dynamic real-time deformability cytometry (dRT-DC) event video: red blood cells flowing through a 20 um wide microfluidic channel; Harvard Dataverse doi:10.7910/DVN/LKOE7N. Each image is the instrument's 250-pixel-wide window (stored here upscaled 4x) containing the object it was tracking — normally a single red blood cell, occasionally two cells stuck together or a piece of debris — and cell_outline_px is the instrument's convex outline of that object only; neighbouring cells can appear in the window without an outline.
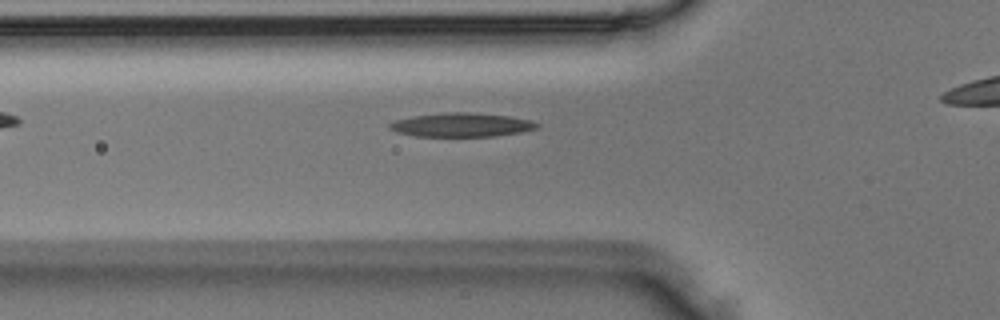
{"species": "Egyptian fruit bat (a non-hibernating species)", "species_latin": "Rousettus aegyptiacus", "temperature_condition": "room temperature", "stored_images_in_passage": 28, "camera_frame_rate_fps": 3000, "um_per_image_px": 0.085, "animal": {"sex": "male"}, "frame": {"image": 1, "passage_image": 2, "time_ms": 0.333, "image_size_px": [1000, 320], "cell_outline_px": [[540, 124], [536, 128], [520, 132], [492, 136], [416, 136], [396, 132], [388, 128], [388, 124], [396, 120], [412, 116], [444, 112], [468, 112], [508, 116], [532, 120]], "centroid_in_image_um": [39.2, 10.61], "position_along_channel_um": 86.6, "area_um2": 20.4}}
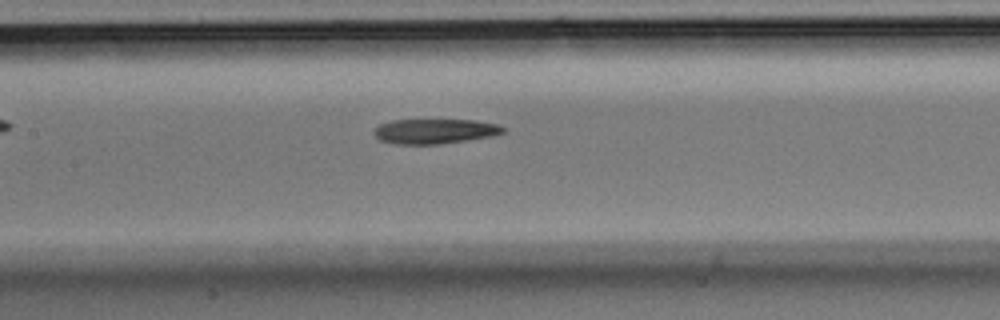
{"frame": {"image": 2, "passage_image": 8, "time_ms": 2.333, "image_size_px": [1000, 320], "cell_outline_px": [[504, 132], [492, 136], [468, 140], [440, 144], [392, 144], [380, 140], [372, 132], [380, 124], [392, 120], [476, 120], [496, 124], [504, 128]], "centroid_in_image_um": [36.93, 11.16], "position_along_channel_um": 170.5, "area_um2": 18.67}}
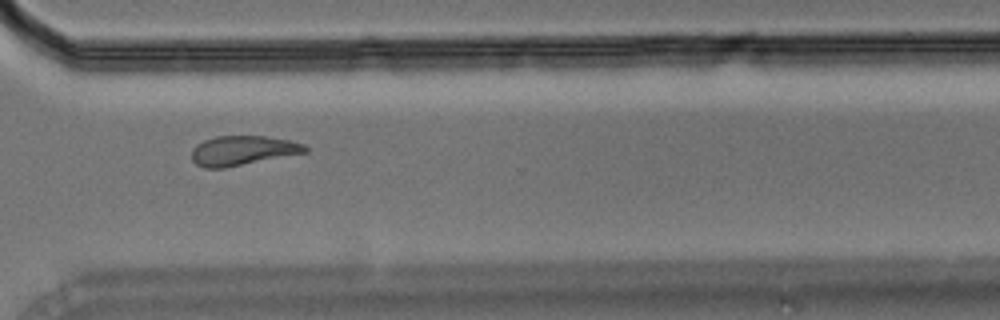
{"frame": {"image": 3, "passage_image": 21, "time_ms": 6.667, "image_size_px": [1000, 320], "cell_outline_px": [[308, 152], [224, 168], [204, 168], [196, 164], [192, 160], [192, 148], [196, 144], [204, 140], [216, 136], [264, 136], [288, 140], [304, 144], [308, 148]], "centroid_in_image_um": [20.61, 12.8], "position_along_channel_um": 350.0, "area_um2": 19.54}}